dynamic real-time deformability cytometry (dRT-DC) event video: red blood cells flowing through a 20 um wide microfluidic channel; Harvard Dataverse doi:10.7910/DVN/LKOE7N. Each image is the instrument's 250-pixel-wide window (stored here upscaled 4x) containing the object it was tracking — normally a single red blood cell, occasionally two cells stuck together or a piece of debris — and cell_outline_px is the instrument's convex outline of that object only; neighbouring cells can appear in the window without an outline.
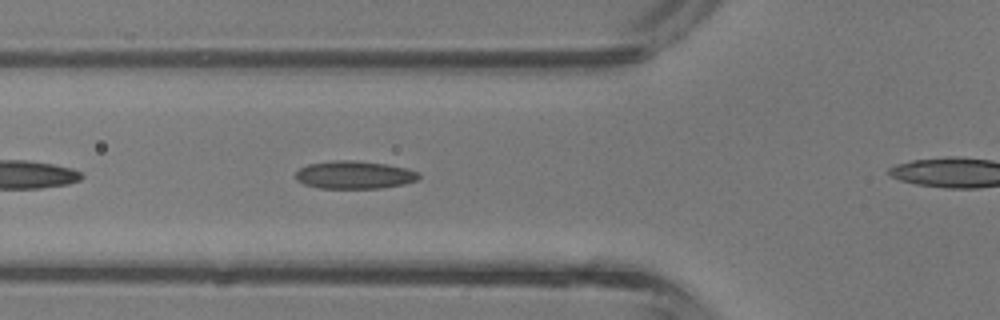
{"species": "common noctule bat (a hibernating species)", "species_latin": "Nyctalus noctula", "temperature_condition": "room temperature", "stored_images_in_passage": 24, "camera_frame_rate_fps": 3000, "um_per_image_px": 0.085, "animal": {"sex": "male", "body_mass_g": 13.3}, "frame": {"image": 1, "passage_image": 5, "time_ms": 1.333, "image_size_px": [1000, 320], "cell_outline_px": [[420, 176], [416, 180], [404, 184], [380, 188], [320, 188], [304, 184], [296, 180], [296, 172], [300, 168], [308, 164], [332, 160], [356, 160], [388, 164], [408, 168], [420, 172]], "centroid_in_image_um": [30.14, 14.85], "position_along_channel_um": 95.7, "area_um2": 20.17}}
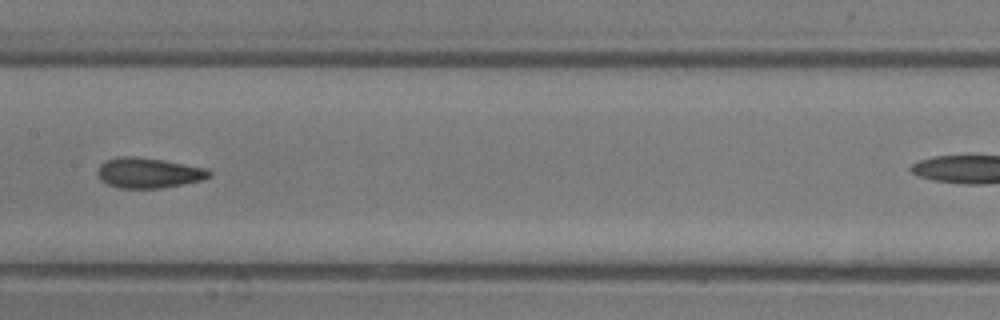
{"frame": {"image": 2, "passage_image": 11, "time_ms": 3.333, "image_size_px": [1000, 320], "cell_outline_px": [[212, 176], [200, 180], [160, 188], [120, 188], [108, 184], [100, 180], [96, 172], [100, 164], [108, 160], [120, 156], [132, 156], [164, 160], [208, 168], [212, 172]], "centroid_in_image_um": [12.62, 14.69], "position_along_channel_um": 194.8, "area_um2": 19.65}}
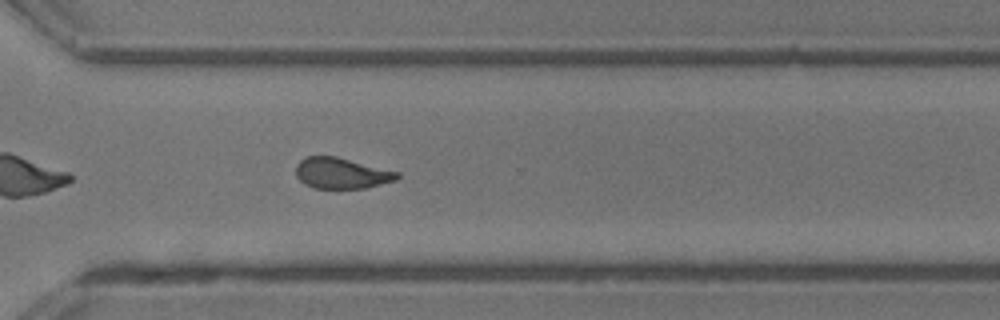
{"frame": {"image": 3, "passage_image": 20, "time_ms": 6.333, "image_size_px": [1000, 320], "cell_outline_px": [[400, 176], [396, 180], [364, 188], [312, 188], [304, 184], [296, 176], [296, 164], [300, 160], [308, 156], [336, 156], [400, 172]], "centroid_in_image_um": [29.02, 14.72], "position_along_channel_um": 341.6, "area_um2": 18.26}}